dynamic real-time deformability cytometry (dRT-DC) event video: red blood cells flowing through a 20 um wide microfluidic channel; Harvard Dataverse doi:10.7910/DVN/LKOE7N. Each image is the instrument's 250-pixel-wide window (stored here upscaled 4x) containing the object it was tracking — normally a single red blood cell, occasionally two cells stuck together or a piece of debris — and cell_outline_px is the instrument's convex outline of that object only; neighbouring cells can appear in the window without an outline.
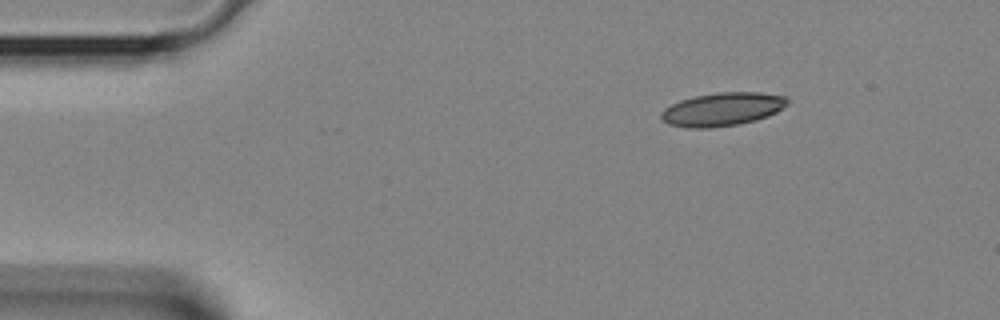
{"species": "Egyptian fruit bat (a non-hibernating species)", "species_latin": "Rousettus aegyptiacus", "temperature_condition": "room temperature", "stored_images_in_passage": 34, "camera_frame_rate_fps": 3000, "um_per_image_px": 0.085, "animal": {"sex": "female"}, "frame": {"image": 1, "passage_image": 1, "time_ms": 0.0, "image_size_px": [1000, 320], "cell_outline_px": [[788, 104], [776, 112], [768, 116], [756, 120], [740, 124], [708, 128], [688, 128], [668, 124], [660, 120], [660, 112], [664, 108], [680, 100], [692, 96], [720, 92], [760, 92], [788, 96]], "centroid_in_image_um": [61.39, 9.28], "position_along_channel_um": 23.6, "area_um2": 24.85}}
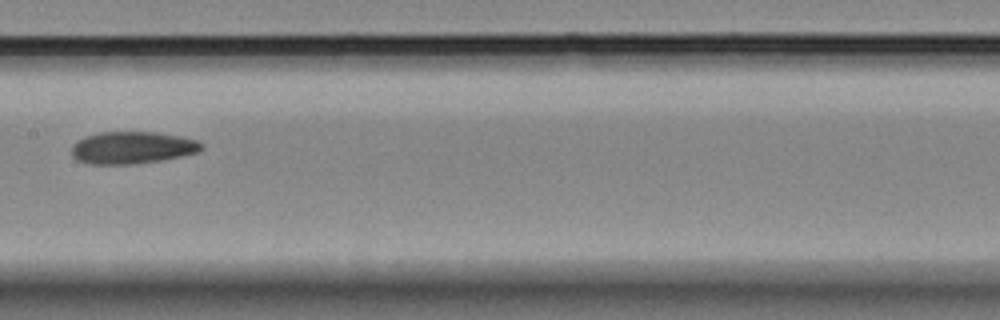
{"frame": {"image": 2, "passage_image": 15, "time_ms": 4.667, "image_size_px": [1000, 320], "cell_outline_px": [[204, 148], [200, 152], [160, 160], [136, 164], [88, 164], [76, 160], [72, 156], [72, 144], [76, 140], [84, 136], [100, 132], [152, 132], [180, 136], [196, 140], [204, 144]], "centroid_in_image_um": [11.21, 12.55], "position_along_channel_um": 196.2, "area_um2": 24.57}}
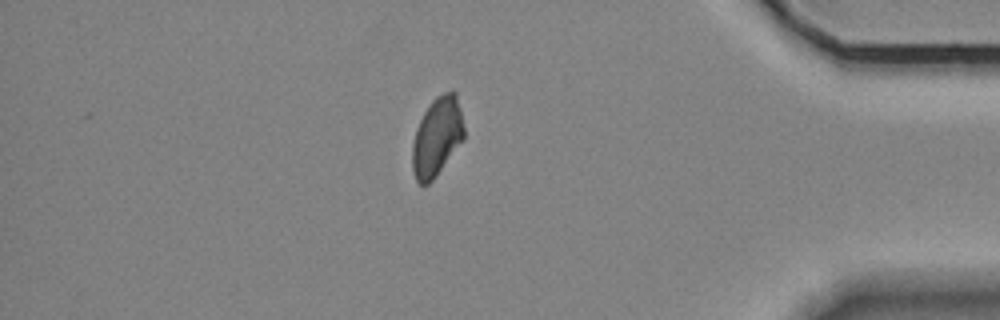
{"frame": {"image": 3, "passage_image": 29, "time_ms": 9.333, "image_size_px": [1000, 320], "cell_outline_px": [[464, 140], [432, 180], [428, 184], [420, 184], [416, 180], [412, 168], [412, 144], [416, 128], [424, 112], [432, 100], [436, 96], [444, 92], [456, 92], [460, 108], [464, 128]], "centroid_in_image_um": [37.14, 11.62], "position_along_channel_um": 398.1, "area_um2": 23.64}}